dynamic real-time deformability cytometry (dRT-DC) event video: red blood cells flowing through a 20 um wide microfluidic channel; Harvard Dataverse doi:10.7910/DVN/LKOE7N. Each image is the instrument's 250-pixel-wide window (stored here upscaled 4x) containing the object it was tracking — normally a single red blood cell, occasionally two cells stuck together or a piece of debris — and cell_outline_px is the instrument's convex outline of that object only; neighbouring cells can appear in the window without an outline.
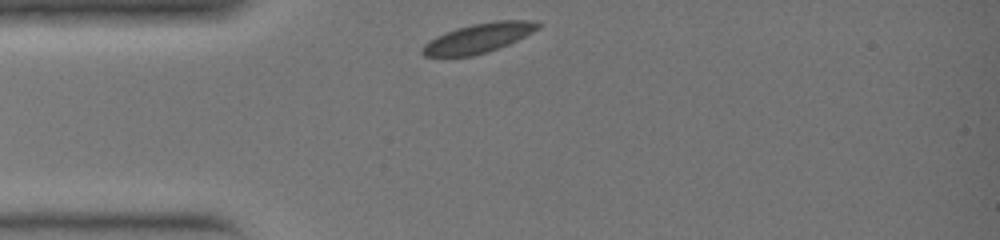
{"species": "common noctule bat (a hibernating species)", "species_latin": "Nyctalus noctula", "temperature_condition": "warm", "stored_images_in_passage": 23, "camera_frame_rate_fps": 3000, "um_per_image_px": 0.085, "animal": {"sex": "female", "body_mass_g": 19.0, "forearm_length_mm": 51.5}, "frame": {"image": 1, "passage_image": 1, "time_ms": 0.0, "image_size_px": [1000, 240], "cell_outline_px": [[540, 28], [508, 44], [488, 52], [472, 56], [424, 56], [420, 52], [420, 48], [424, 44], [436, 36], [444, 32], [456, 28], [472, 24], [496, 20], [532, 20], [540, 24]], "centroid_in_image_um": [40.64, 3.23], "position_along_channel_um": 44.4, "area_um2": 19.83}}
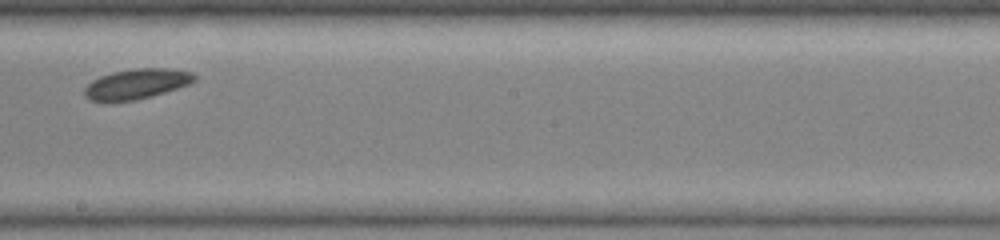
{"frame": {"image": 2, "passage_image": 13, "time_ms": 4.0, "image_size_px": [1000, 240], "cell_outline_px": [[196, 80], [188, 84], [152, 96], [136, 100], [112, 104], [104, 104], [88, 100], [84, 96], [84, 88], [92, 80], [100, 76], [112, 72], [132, 68], [172, 68], [192, 72], [196, 76]], "centroid_in_image_um": [11.52, 7.17], "position_along_channel_um": 236.7, "area_um2": 20.0}}
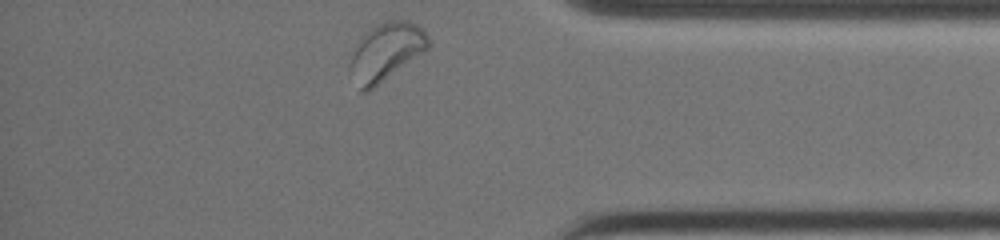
{"frame": {"image": 3, "passage_image": 23, "time_ms": 7.333, "image_size_px": [1000, 240], "cell_outline_px": [[432, 44], [428, 48], [368, 92], [360, 92], [348, 68], [352, 56], [360, 36], [376, 24], [384, 20], [408, 20], [416, 24], [428, 36]], "centroid_in_image_um": [32.79, 4.39], "position_along_channel_um": 402.4, "area_um2": 26.24}}